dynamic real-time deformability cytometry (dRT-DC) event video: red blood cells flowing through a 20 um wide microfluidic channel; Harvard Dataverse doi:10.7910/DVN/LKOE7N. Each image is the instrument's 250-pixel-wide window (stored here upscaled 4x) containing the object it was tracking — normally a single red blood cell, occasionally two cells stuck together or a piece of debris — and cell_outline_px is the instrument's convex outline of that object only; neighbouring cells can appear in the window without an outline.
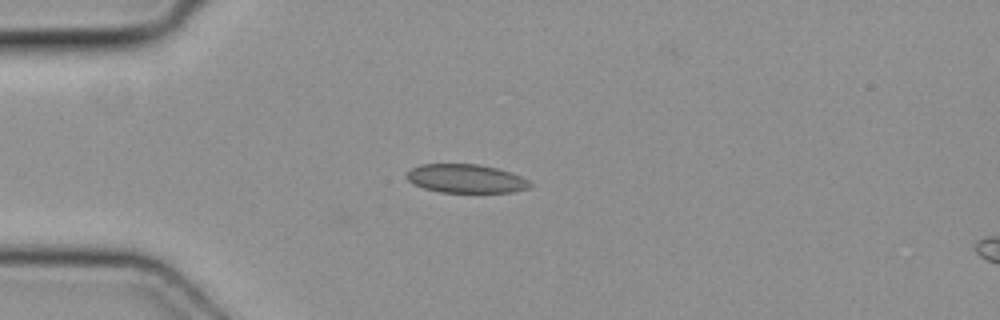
{"species": "common noctule bat (a hibernating species)", "species_latin": "Nyctalus noctula", "temperature_condition": "cold", "stored_images_in_passage": 4, "camera_frame_rate_fps": 3000, "um_per_image_px": 0.085, "animal": {"sex": "female", "body_mass_g": 19.3, "forearm_length_mm": 54.1}, "frame": {"image": 1, "passage_image": 3, "time_ms": 0.667, "image_size_px": [1000, 320], "cell_outline_px": [[532, 184], [528, 188], [512, 192], [440, 192], [424, 188], [412, 184], [404, 176], [412, 168], [420, 164], [480, 164], [496, 168], [520, 176], [528, 180]], "centroid_in_image_um": [39.56, 15.18], "position_along_channel_um": 45.4, "area_um2": 20.52}}